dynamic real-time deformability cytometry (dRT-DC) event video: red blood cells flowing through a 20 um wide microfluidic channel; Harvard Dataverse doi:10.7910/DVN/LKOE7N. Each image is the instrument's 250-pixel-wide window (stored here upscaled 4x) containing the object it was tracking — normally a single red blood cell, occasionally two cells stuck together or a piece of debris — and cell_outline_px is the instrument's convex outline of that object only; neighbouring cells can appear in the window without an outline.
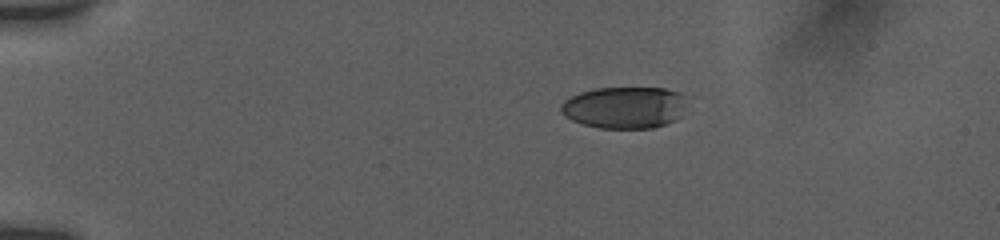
{"species": "human", "species_latin": "Homo sapiens", "temperature_condition": "room temperature", "stored_images_in_passage": 3, "camera_frame_rate_fps": 3000, "um_per_image_px": 0.085, "donor": {"sex": "female"}, "frame": {"image": 1, "passage_image": 1, "time_ms": 0.0, "image_size_px": [1000, 240], "cell_outline_px": [[684, 96], [680, 116], [676, 120], [652, 128], [600, 128], [584, 124], [572, 120], [564, 116], [560, 112], [560, 104], [564, 100], [580, 92], [596, 88], [664, 88], [680, 92]], "centroid_in_image_um": [53.03, 9.13], "position_along_channel_um": 32.0, "area_um2": 30.52}}